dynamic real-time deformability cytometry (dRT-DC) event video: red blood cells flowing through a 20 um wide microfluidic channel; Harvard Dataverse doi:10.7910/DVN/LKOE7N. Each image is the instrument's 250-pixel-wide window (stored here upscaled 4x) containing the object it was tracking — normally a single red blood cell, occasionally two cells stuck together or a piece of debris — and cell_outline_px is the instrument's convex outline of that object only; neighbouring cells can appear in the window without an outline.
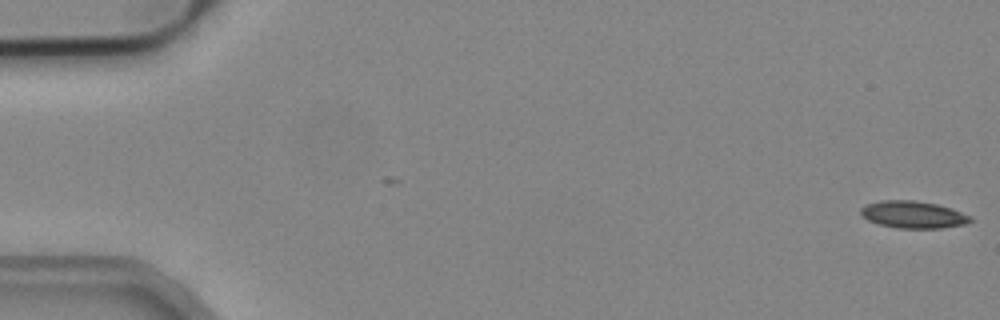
{"species": "common noctule bat (a hibernating species)", "species_latin": "Nyctalus noctula", "temperature_condition": "cold", "stored_images_in_passage": 2, "camera_frame_rate_fps": 3000, "um_per_image_px": 0.085, "animal": {"sex": "male", "body_mass_g": 19.2, "forearm_length_mm": 51.8}, "frame": {"image": 1, "passage_image": 2, "time_ms": 0.333, "image_size_px": [1000, 320], "cell_outline_px": [[972, 220], [964, 224], [940, 228], [896, 228], [880, 224], [868, 220], [860, 212], [860, 208], [864, 204], [880, 200], [916, 200], [936, 204], [952, 208], [972, 216]], "centroid_in_image_um": [77.61, 18.23], "position_along_channel_um": 7.4, "area_um2": 17.4}}